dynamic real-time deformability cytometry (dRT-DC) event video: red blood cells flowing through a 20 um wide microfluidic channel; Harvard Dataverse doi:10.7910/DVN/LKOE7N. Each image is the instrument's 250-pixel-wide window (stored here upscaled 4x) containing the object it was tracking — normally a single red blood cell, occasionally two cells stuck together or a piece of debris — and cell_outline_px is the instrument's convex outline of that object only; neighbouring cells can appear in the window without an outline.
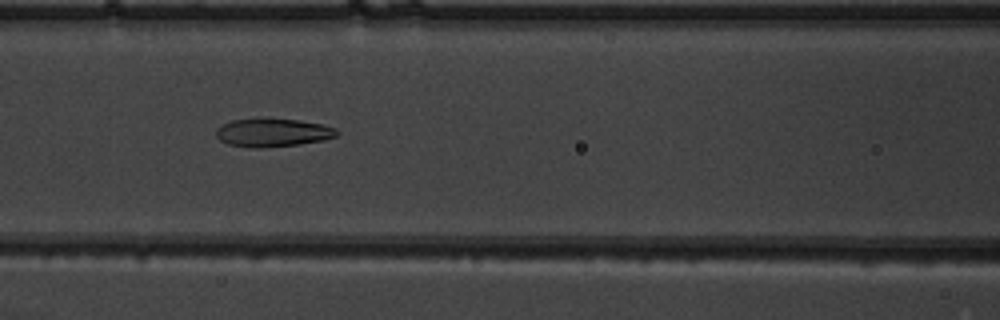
{"species": "common noctule bat (a hibernating species)", "species_latin": "Nyctalus noctula", "temperature_condition": "warm", "stored_images_in_passage": 52, "camera_frame_rate_fps": 3000, "um_per_image_px": 0.085, "animal": {"sex": "male", "body_mass_g": 19.5, "forearm_length_mm": 54.6}, "frame": {"image": 1, "passage_image": 23, "time_ms": 7.333, "image_size_px": [1000, 320], "cell_outline_px": [[340, 132], [336, 136], [324, 140], [300, 144], [260, 148], [252, 148], [228, 144], [220, 140], [216, 136], [216, 128], [232, 120], [300, 120], [324, 124], [336, 128]], "centroid_in_image_um": [23.23, 11.29], "position_along_channel_um": 143.4, "area_um2": 19.59}}
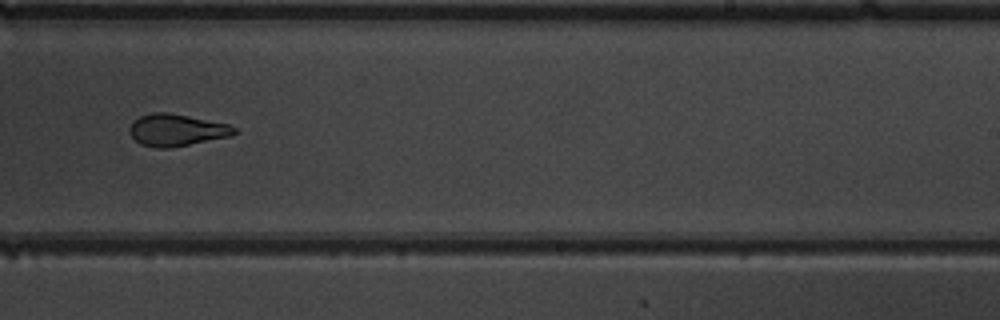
{"frame": {"image": 2, "passage_image": 33, "time_ms": 10.667, "image_size_px": [1000, 320], "cell_outline_px": [[236, 132], [232, 136], [168, 148], [156, 148], [140, 144], [128, 132], [128, 128], [140, 116], [152, 112], [168, 112], [228, 124], [236, 128]], "centroid_in_image_um": [14.99, 11.05], "position_along_channel_um": 274.0, "area_um2": 19.36}}
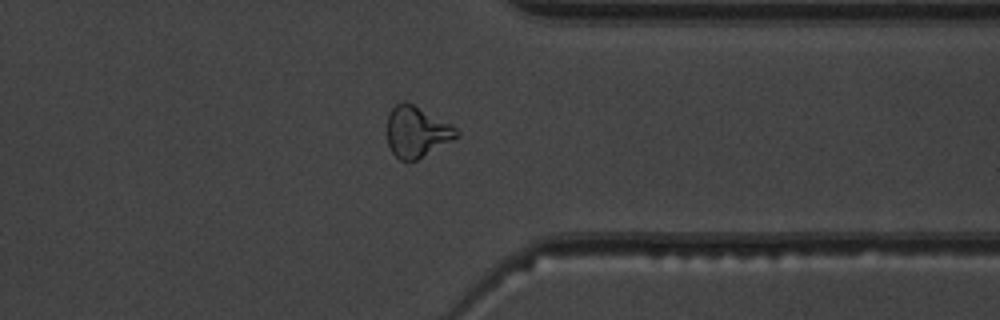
{"frame": {"image": 3, "passage_image": 41, "time_ms": 13.333, "image_size_px": [1000, 320], "cell_outline_px": [[460, 136], [416, 160], [408, 164], [400, 160], [392, 152], [388, 144], [388, 116], [392, 108], [396, 104], [404, 100], [452, 124], [460, 132]], "centroid_in_image_um": [35.43, 11.22], "position_along_channel_um": 376.0, "area_um2": 20.63}, "authors_computed_cell_mechanics": {"area_um2": 21.386, "velocity_mm_per_s": 3.9331, "shape_relaxation_time_tau1_ms": null, "shape_relaxation_time_tau2_ms": 1.9797, "deformation_change_tau1": null, "deformation_change_tau2": 0.0977}}